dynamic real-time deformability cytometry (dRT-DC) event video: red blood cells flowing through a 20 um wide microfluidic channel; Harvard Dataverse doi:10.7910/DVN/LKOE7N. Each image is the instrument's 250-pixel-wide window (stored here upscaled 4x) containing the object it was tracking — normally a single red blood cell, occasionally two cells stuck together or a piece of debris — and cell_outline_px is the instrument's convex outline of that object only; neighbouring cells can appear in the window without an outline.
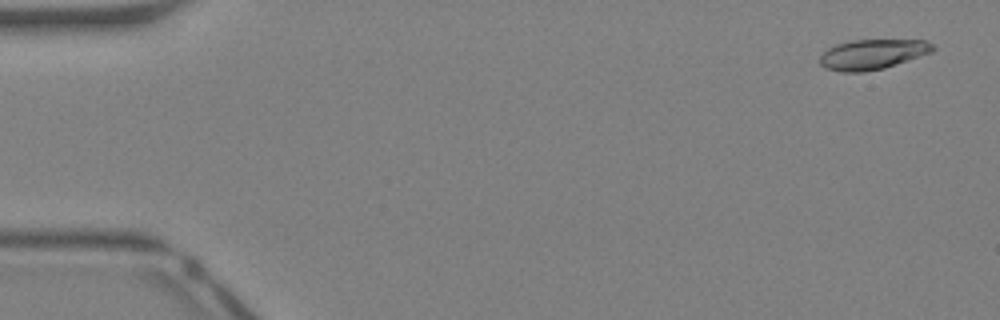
{"species": "Egyptian fruit bat (a non-hibernating species)", "species_latin": "Rousettus aegyptiacus", "temperature_condition": "warm", "stored_images_in_passage": 42, "camera_frame_rate_fps": 3000, "um_per_image_px": 0.085, "animal": {"sex": "female"}, "frame": {"image": 1, "passage_image": 2, "time_ms": 0.333, "image_size_px": [1000, 320], "cell_outline_px": [[936, 48], [932, 52], [884, 68], [864, 72], [840, 72], [824, 68], [820, 64], [820, 56], [828, 48], [836, 44], [852, 40], [924, 40], [932, 44]], "centroid_in_image_um": [74.14, 4.62], "position_along_channel_um": 10.9, "area_um2": 19.77}}
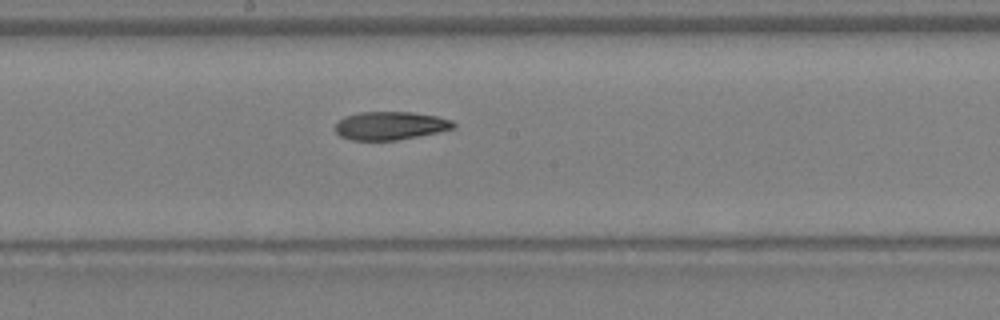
{"frame": {"image": 2, "passage_image": 23, "time_ms": 7.333, "image_size_px": [1000, 320], "cell_outline_px": [[456, 128], [396, 140], [348, 140], [340, 136], [336, 132], [336, 124], [344, 116], [360, 112], [412, 112], [436, 116], [452, 120], [456, 124]], "centroid_in_image_um": [33.17, 10.68], "position_along_channel_um": 215.0, "area_um2": 19.36}}
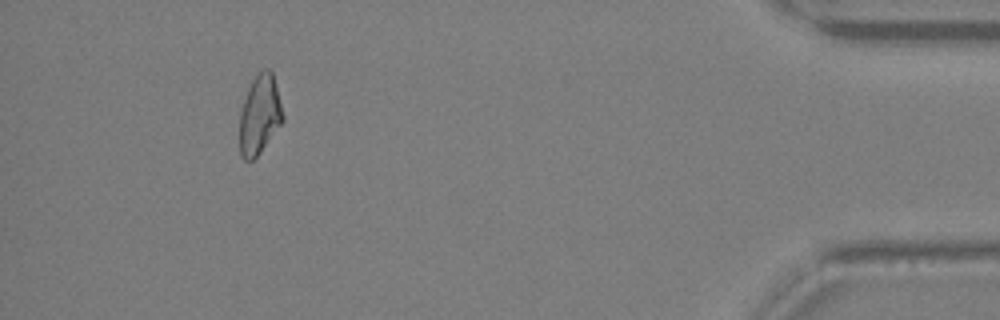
{"frame": {"image": 3, "passage_image": 39, "time_ms": 12.667, "image_size_px": [1000, 320], "cell_outline_px": [[284, 120], [260, 152], [252, 160], [244, 160], [240, 152], [240, 112], [248, 88], [252, 80], [264, 68], [272, 68], [284, 116]], "centroid_in_image_um": [22.08, 9.72], "position_along_channel_um": 413.1, "area_um2": 19.83}, "authors_computed_cell_mechanics": {"area_um2": 19.941, "velocity_mm_per_s": 4.899, "shape_relaxation_time_tau1_ms": 7.6251, "shape_relaxation_time_tau2_ms": 7.2499, "deformation_change_tau1": 0.2363, "deformation_change_tau2": 0.1817}}